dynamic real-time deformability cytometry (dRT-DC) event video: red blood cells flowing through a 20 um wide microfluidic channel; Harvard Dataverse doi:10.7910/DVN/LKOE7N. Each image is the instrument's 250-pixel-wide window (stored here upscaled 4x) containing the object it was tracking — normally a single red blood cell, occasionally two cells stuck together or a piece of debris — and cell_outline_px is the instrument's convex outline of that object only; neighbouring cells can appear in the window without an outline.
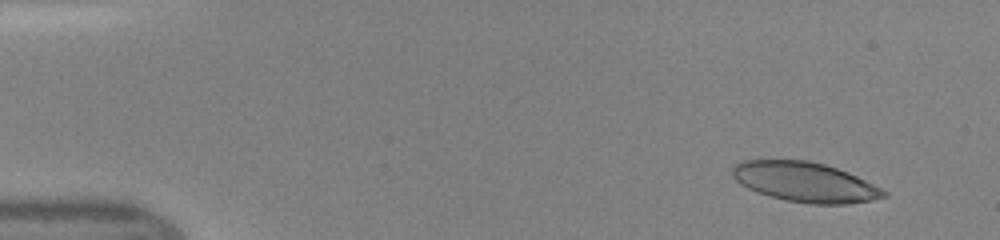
{"species": "human", "species_latin": "Homo sapiens", "temperature_condition": "room temperature", "stored_images_in_passage": 39, "camera_frame_rate_fps": 3000, "um_per_image_px": 0.085, "donor": {"sex": "female"}, "frame": {"image": 1, "passage_image": 4, "time_ms": 1.0, "image_size_px": [1000, 240], "cell_outline_px": [[888, 196], [872, 200], [848, 204], [812, 204], [784, 200], [756, 192], [740, 184], [732, 176], [732, 168], [736, 164], [744, 160], [808, 160], [824, 164], [848, 172], [888, 192]], "centroid_in_image_um": [68.41, 15.48], "position_along_channel_um": 16.6, "area_um2": 35.03}}
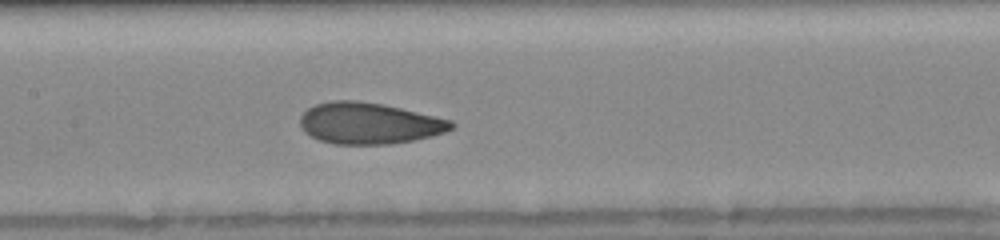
{"frame": {"image": 2, "passage_image": 23, "time_ms": 7.333, "image_size_px": [1000, 240], "cell_outline_px": [[456, 124], [452, 128], [444, 132], [432, 136], [392, 144], [336, 144], [320, 140], [304, 132], [300, 124], [300, 116], [308, 108], [316, 104], [336, 100], [356, 100], [384, 104], [436, 116], [452, 120]], "centroid_in_image_um": [31.38, 10.47], "position_along_channel_um": 176.0, "area_um2": 36.41}}
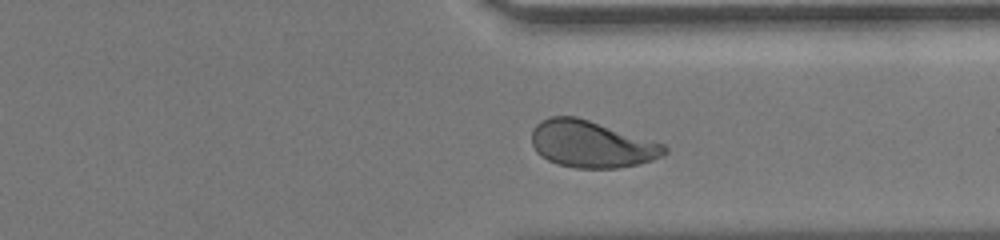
{"frame": {"image": 3, "passage_image": 36, "time_ms": 11.667, "image_size_px": [1000, 240], "cell_outline_px": [[668, 152], [664, 156], [652, 160], [636, 164], [616, 168], [576, 168], [560, 164], [548, 160], [540, 156], [536, 152], [532, 144], [532, 128], [536, 124], [552, 116], [576, 116], [664, 144], [668, 148]], "centroid_in_image_um": [50.27, 12.26], "position_along_channel_um": 361.1, "area_um2": 36.01}}